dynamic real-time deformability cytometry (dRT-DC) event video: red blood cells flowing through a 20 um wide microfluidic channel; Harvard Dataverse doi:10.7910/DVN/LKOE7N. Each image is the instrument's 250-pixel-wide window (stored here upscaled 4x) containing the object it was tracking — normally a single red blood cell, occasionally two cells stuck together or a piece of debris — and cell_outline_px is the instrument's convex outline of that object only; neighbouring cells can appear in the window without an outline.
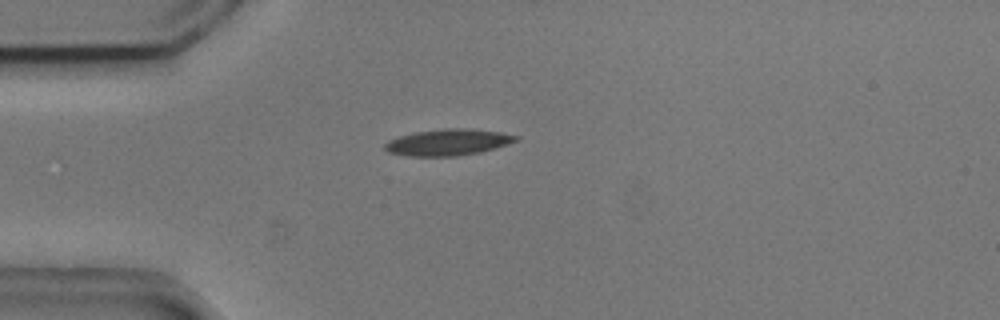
{"species": "common noctule bat (a hibernating species)", "species_latin": "Nyctalus noctula", "temperature_condition": "cold", "stored_images_in_passage": 4, "camera_frame_rate_fps": 3000, "um_per_image_px": 0.085, "animal": {"sex": "male", "body_mass_g": 20.5, "forearm_length_mm": 52.5}, "frame": {"image": 1, "passage_image": 1, "time_ms": 0.0, "image_size_px": [1000, 320], "cell_outline_px": [[520, 140], [496, 148], [480, 152], [456, 156], [408, 156], [388, 152], [384, 148], [384, 144], [388, 140], [400, 136], [416, 132], [444, 128], [472, 128], [500, 132], [520, 136]], "centroid_in_image_um": [38.12, 12.09], "position_along_channel_um": 46.9, "area_um2": 20.29}}